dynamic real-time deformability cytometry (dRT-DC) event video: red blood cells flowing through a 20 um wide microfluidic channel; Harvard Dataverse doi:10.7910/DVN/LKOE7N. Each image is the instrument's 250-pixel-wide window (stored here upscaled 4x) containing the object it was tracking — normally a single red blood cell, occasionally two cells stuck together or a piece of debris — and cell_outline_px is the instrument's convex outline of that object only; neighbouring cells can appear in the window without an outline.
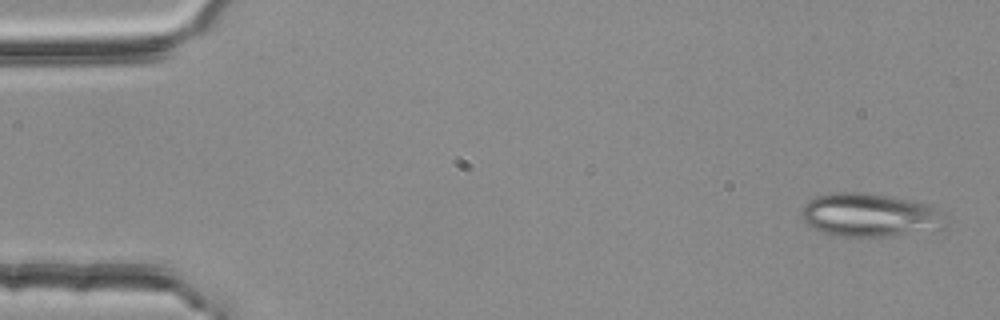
{"species": "common noctule bat (a hibernating species)", "species_latin": "Nyctalus noctula", "temperature_condition": "room temperature", "stored_images_in_passage": 4, "camera_frame_rate_fps": 3000, "um_per_image_px": 0.085, "animal": {"sex": "female", "body_mass_g": 25.1}, "frame": {"image": 1, "passage_image": 1, "time_ms": 0.0, "image_size_px": [1000, 320], "cell_outline_px": [[940, 212], [936, 220], [904, 232], [892, 236], [836, 236], [824, 232], [808, 224], [800, 216], [800, 208], [808, 200], [816, 196], [836, 192], [864, 192], [912, 200], [928, 204], [940, 208]], "centroid_in_image_um": [73.6, 18.21], "position_along_channel_um": 11.4, "area_um2": 34.33}}